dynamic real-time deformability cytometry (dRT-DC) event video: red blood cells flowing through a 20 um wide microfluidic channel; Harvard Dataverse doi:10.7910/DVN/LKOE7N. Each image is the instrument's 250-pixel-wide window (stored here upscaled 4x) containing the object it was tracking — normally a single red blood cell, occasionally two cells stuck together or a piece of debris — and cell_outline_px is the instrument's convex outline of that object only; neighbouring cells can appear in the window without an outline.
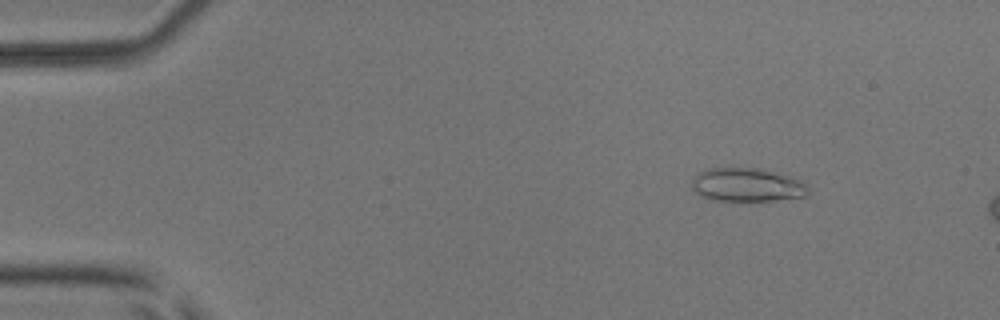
{"species": "common noctule bat (a hibernating species)", "species_latin": "Nyctalus noctula", "temperature_condition": "room temperature", "stored_images_in_passage": 4, "camera_frame_rate_fps": 3000, "um_per_image_px": 0.085, "animal": {"sex": "male", "body_mass_g": 17.9, "forearm_length_mm": 54.2}, "frame": {"image": 1, "passage_image": 2, "time_ms": 0.333, "image_size_px": [1000, 320], "cell_outline_px": [[808, 196], [772, 200], [712, 200], [700, 196], [692, 188], [692, 180], [700, 172], [708, 168], [760, 168], [780, 172], [800, 180], [808, 184]], "centroid_in_image_um": [63.53, 15.7], "position_along_channel_um": 21.5, "area_um2": 22.83}}